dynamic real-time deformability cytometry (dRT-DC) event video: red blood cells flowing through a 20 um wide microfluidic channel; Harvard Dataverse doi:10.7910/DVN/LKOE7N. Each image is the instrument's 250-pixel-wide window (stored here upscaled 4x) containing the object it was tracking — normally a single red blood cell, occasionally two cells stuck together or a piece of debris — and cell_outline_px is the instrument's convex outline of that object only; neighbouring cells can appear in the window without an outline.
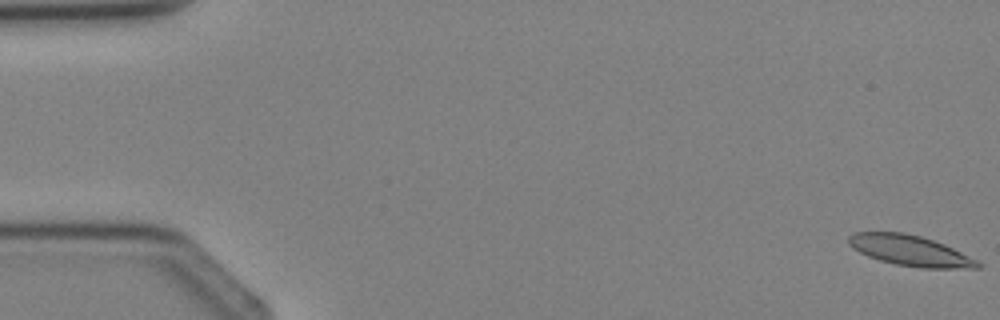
{"species": "Egyptian fruit bat (a non-hibernating species)", "species_latin": "Rousettus aegyptiacus", "temperature_condition": "cold", "stored_images_in_passage": 4, "camera_frame_rate_fps": 3000, "um_per_image_px": 0.085, "animal": {"sex": "female"}, "frame": {"image": 1, "passage_image": 1, "time_ms": 0.0, "image_size_px": [1000, 320], "cell_outline_px": [[984, 264], [980, 268], [920, 268], [896, 264], [880, 260], [868, 256], [852, 248], [848, 244], [848, 236], [856, 232], [904, 232], [920, 236], [944, 244]], "centroid_in_image_um": [77.35, 21.3], "position_along_channel_um": 7.7, "area_um2": 22.83}}